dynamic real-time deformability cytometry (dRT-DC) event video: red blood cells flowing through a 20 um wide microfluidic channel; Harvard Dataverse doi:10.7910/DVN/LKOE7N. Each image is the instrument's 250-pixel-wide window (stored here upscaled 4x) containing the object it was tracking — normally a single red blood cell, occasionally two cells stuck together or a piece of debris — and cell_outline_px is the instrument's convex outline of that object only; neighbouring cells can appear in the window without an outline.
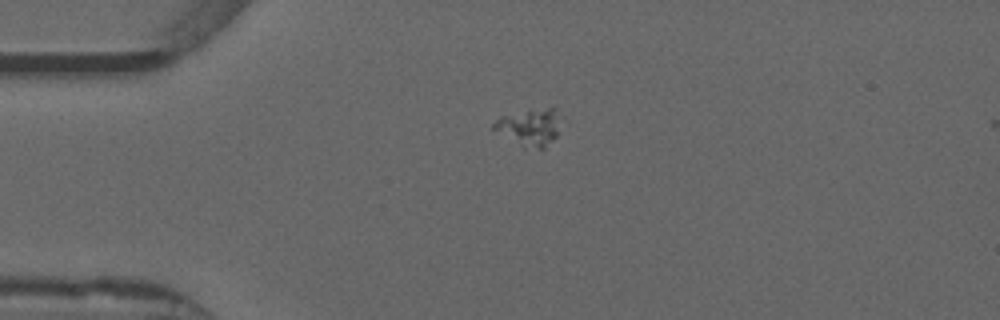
{"species": "common noctule bat (a hibernating species)", "species_latin": "Nyctalus noctula", "temperature_condition": "warm", "stored_images_in_passage": 2, "camera_frame_rate_fps": 3000, "um_per_image_px": 0.085, "animal": {"sex": "male", "forearm_length_mm": 52.5}, "frame": {"image": 1, "passage_image": 1, "time_ms": 0.0, "image_size_px": [1000, 320], "cell_outline_px": [[556, 136], [544, 148], [524, 148], [488, 128], [500, 116], [548, 108], [556, 108]], "centroid_in_image_um": [44.89, 10.86], "position_along_channel_um": 40.1, "area_um2": 13.93}}